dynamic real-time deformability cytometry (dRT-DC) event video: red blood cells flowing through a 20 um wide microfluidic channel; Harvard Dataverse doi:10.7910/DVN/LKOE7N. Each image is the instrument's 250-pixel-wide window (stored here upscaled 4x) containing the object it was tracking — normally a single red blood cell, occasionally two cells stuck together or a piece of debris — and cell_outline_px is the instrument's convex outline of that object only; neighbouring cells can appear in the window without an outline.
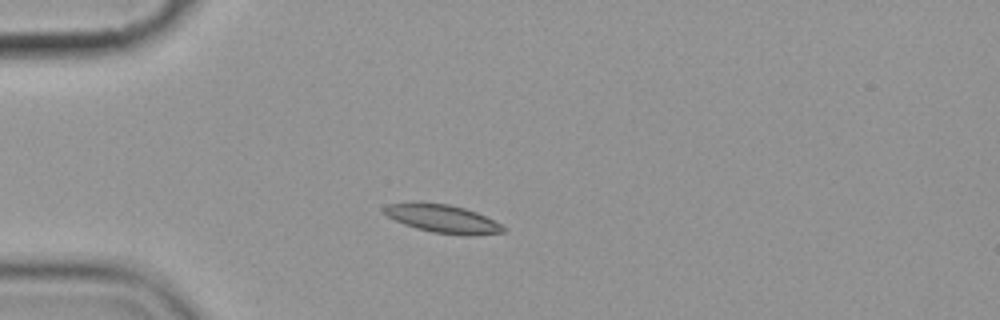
{"species": "common noctule bat (a hibernating species)", "species_latin": "Nyctalus noctula", "temperature_condition": "cold", "stored_images_in_passage": 7, "camera_frame_rate_fps": 3000, "um_per_image_px": 0.085, "animal": {"sex": "female", "body_mass_g": 19.9}, "frame": {"image": 1, "passage_image": 3, "time_ms": 2.333, "image_size_px": [1000, 320], "cell_outline_px": [[508, 228], [504, 232], [472, 236], [464, 236], [432, 232], [416, 228], [404, 224], [388, 216], [380, 208], [388, 204], [448, 204], [464, 208], [476, 212]], "centroid_in_image_um": [37.68, 18.63], "position_along_channel_um": 47.3, "area_um2": 19.13}}
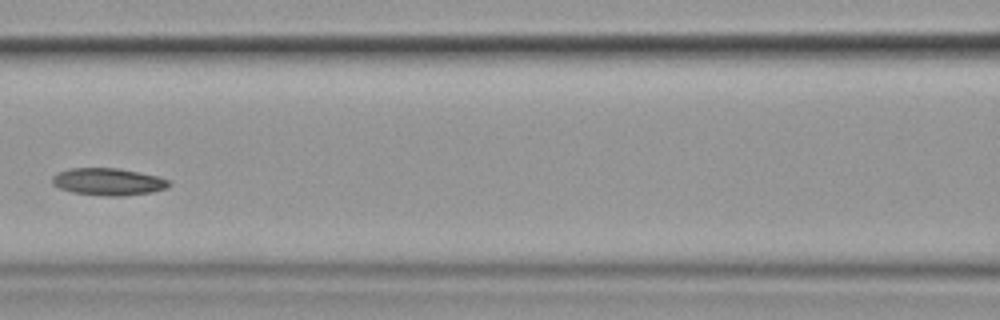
{"frame": {"image": 2, "passage_image": 6, "time_ms": 6.0, "image_size_px": [1000, 320], "cell_outline_px": [[172, 184], [168, 188], [152, 192], [124, 196], [108, 196], [72, 192], [60, 188], [52, 184], [52, 176], [56, 172], [68, 168], [120, 168], [156, 176], [168, 180]], "centroid_in_image_um": [9.19, 15.44], "position_along_channel_um": 157.4, "area_um2": 18.61}}
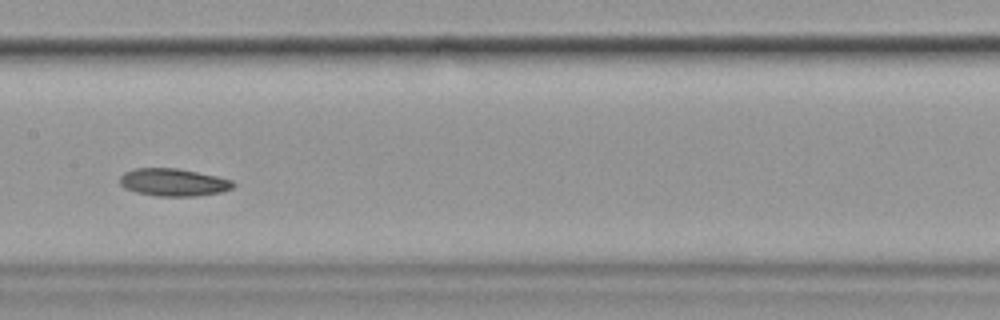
{"frame": {"image": 3, "passage_image": 7, "time_ms": 7.0, "image_size_px": [1000, 320], "cell_outline_px": [[236, 184], [232, 188], [220, 192], [196, 196], [156, 196], [136, 192], [124, 188], [120, 184], [120, 176], [124, 172], [136, 168], [176, 168], [216, 176], [232, 180]], "centroid_in_image_um": [14.72, 15.5], "position_along_channel_um": 192.7, "area_um2": 18.15}}